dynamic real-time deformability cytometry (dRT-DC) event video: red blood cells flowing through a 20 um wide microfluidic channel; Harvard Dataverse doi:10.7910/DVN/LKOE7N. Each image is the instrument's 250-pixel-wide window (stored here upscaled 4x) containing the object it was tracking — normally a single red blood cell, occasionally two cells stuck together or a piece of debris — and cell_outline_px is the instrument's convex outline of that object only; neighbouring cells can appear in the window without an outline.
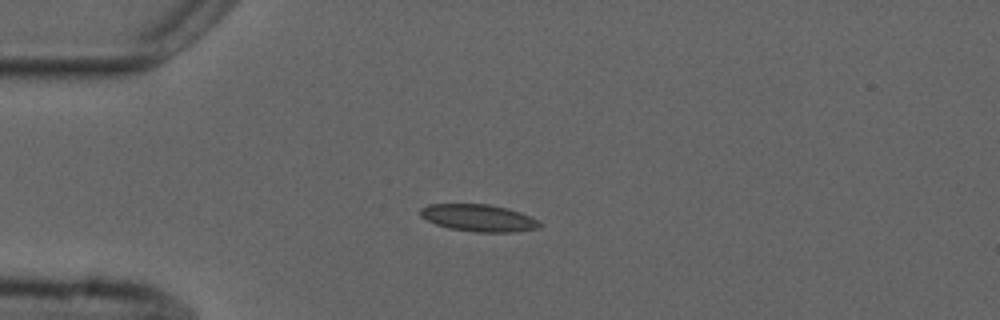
{"species": "common noctule bat (a hibernating species)", "species_latin": "Nyctalus noctula", "temperature_condition": "cold", "stored_images_in_passage": 3, "camera_frame_rate_fps": 3000, "um_per_image_px": 0.085, "animal": {"sex": "male", "forearm_length_mm": 52.5}, "frame": {"image": 1, "passage_image": 3, "time_ms": 2.333, "image_size_px": [1000, 320], "cell_outline_px": [[540, 228], [516, 232], [476, 232], [448, 228], [436, 224], [420, 216], [420, 208], [428, 204], [488, 204], [520, 212], [536, 220], [540, 224]], "centroid_in_image_um": [40.65, 18.53], "position_along_channel_um": 44.4, "area_um2": 18.67}}